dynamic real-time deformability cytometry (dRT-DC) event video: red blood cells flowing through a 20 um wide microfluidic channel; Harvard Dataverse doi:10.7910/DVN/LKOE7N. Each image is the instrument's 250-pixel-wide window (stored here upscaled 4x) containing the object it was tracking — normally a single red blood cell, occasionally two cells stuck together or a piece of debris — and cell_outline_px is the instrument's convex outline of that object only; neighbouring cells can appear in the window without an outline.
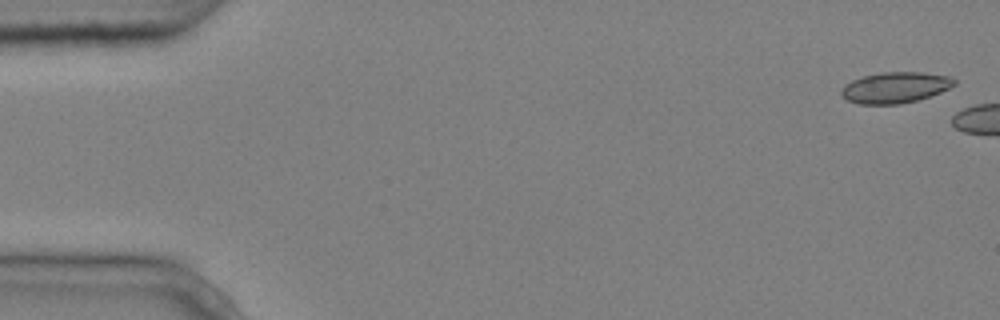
{"species": "common noctule bat (a hibernating species)", "species_latin": "Nyctalus noctula", "temperature_condition": "cold", "stored_images_in_passage": 3, "camera_frame_rate_fps": 3000, "um_per_image_px": 0.085, "animal": {"sex": "male", "body_mass_g": 20.4}, "frame": {"image": 1, "passage_image": 1, "time_ms": 0.0, "image_size_px": [1000, 320], "cell_outline_px": [[956, 84], [940, 92], [916, 100], [900, 104], [860, 104], [848, 100], [840, 92], [844, 84], [852, 80], [864, 76], [880, 72], [924, 72], [948, 76], [956, 80]], "centroid_in_image_um": [76.08, 7.43], "position_along_channel_um": 8.9, "area_um2": 20.23}}